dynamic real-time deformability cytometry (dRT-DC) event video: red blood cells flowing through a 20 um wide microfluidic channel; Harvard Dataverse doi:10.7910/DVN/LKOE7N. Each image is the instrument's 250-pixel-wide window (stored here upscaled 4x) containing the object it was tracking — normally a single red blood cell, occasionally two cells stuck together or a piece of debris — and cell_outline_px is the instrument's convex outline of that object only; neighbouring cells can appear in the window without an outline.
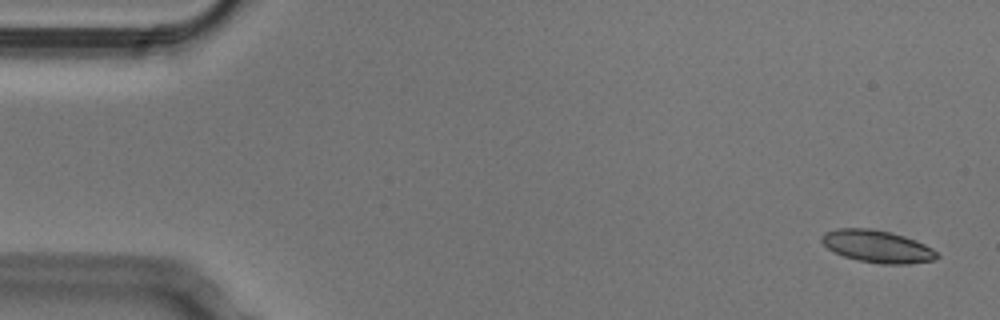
{"species": "Egyptian fruit bat (a non-hibernating species)", "species_latin": "Rousettus aegyptiacus", "temperature_condition": "cold", "stored_images_in_passage": 51, "camera_frame_rate_fps": 3000, "um_per_image_px": 0.085, "animal": {"sex": "male"}, "frame": {"image": 1, "passage_image": 1, "time_ms": 0.0, "image_size_px": [1000, 320], "cell_outline_px": [[940, 256], [936, 260], [908, 264], [884, 264], [856, 260], [844, 256], [828, 248], [820, 240], [820, 236], [824, 232], [836, 228], [872, 228], [904, 236], [924, 244], [932, 248]], "centroid_in_image_um": [74.56, 20.94], "position_along_channel_um": 10.4, "area_um2": 21.73}}
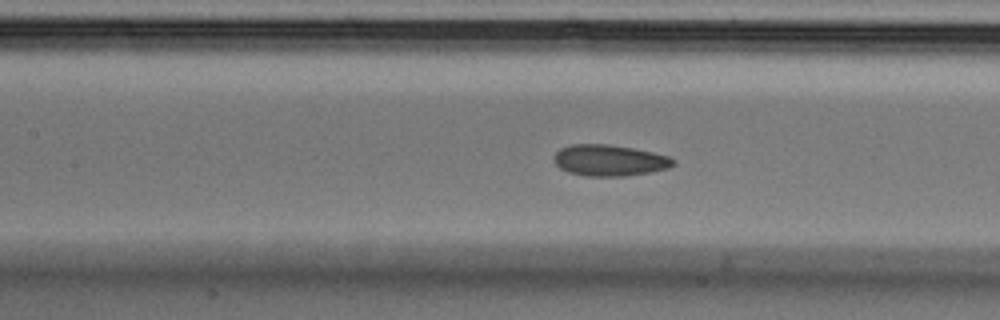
{"frame": {"image": 2, "passage_image": 22, "time_ms": 7.0, "image_size_px": [1000, 320], "cell_outline_px": [[676, 164], [668, 168], [652, 172], [624, 176], [584, 176], [568, 172], [560, 168], [556, 164], [556, 152], [560, 148], [572, 144], [608, 144], [632, 148], [652, 152], [668, 156], [676, 160]], "centroid_in_image_um": [51.84, 13.63], "position_along_channel_um": 155.6, "area_um2": 21.68}}
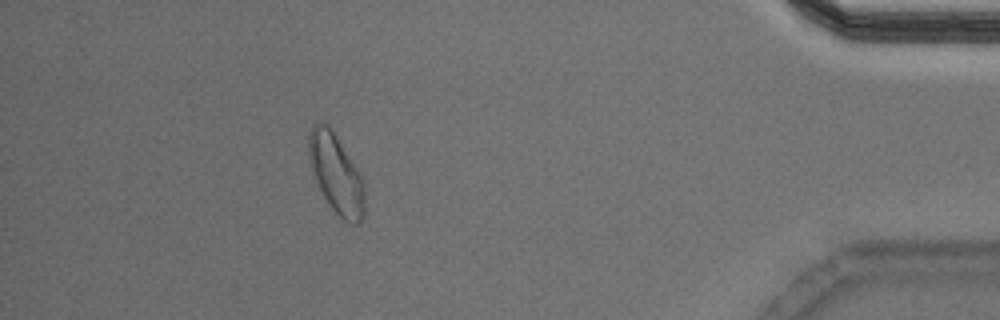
{"frame": {"image": 3, "passage_image": 46, "time_ms": 15.0, "image_size_px": [1000, 320], "cell_outline_px": [[364, 216], [360, 224], [352, 224], [344, 220], [328, 204], [316, 180], [308, 156], [308, 136], [312, 124], [328, 124], [364, 176]], "centroid_in_image_um": [28.61, 14.78], "position_along_channel_um": 406.6, "area_um2": 25.89}, "authors_computed_cell_mechanics": {"area_um2": 21.7906, "velocity_mm_per_s": 3.7828, "shape_relaxation_time_tau1_ms": 5.393, "shape_relaxation_time_tau2_ms": 2.301, "deformation_change_tau1": 0.1027, "deformation_change_tau2": 0.0703}}